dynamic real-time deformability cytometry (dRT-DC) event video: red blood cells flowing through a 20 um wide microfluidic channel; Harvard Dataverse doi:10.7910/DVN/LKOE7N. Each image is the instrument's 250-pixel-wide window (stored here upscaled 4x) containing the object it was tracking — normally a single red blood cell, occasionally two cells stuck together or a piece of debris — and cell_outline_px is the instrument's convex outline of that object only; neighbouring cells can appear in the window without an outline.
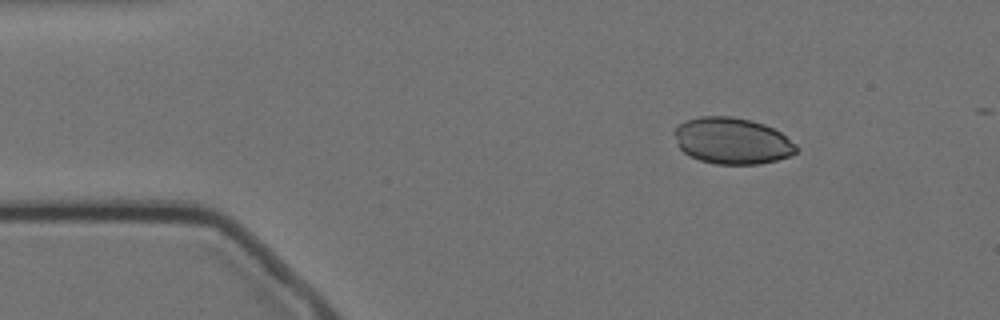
{"species": "Egyptian fruit bat (a non-hibernating species)", "species_latin": "Rousettus aegyptiacus", "temperature_condition": "cold", "stored_images_in_passage": 72, "segment_of_instrument_passage": [1, 2], "camera_frame_rate_fps": 3000, "um_per_image_px": 0.085, "animal": {"sex": "female"}, "frame": {"image": 1, "passage_image": 1, "time_ms": 0.0, "image_size_px": [1000, 320], "cell_outline_px": [[800, 148], [796, 152], [788, 156], [776, 160], [760, 164], [716, 164], [700, 160], [684, 152], [676, 144], [672, 132], [684, 120], [700, 116], [732, 116], [752, 120], [764, 124], [780, 132], [796, 144]], "centroid_in_image_um": [62.22, 11.96], "position_along_channel_um": 22.8, "area_um2": 33.12}}